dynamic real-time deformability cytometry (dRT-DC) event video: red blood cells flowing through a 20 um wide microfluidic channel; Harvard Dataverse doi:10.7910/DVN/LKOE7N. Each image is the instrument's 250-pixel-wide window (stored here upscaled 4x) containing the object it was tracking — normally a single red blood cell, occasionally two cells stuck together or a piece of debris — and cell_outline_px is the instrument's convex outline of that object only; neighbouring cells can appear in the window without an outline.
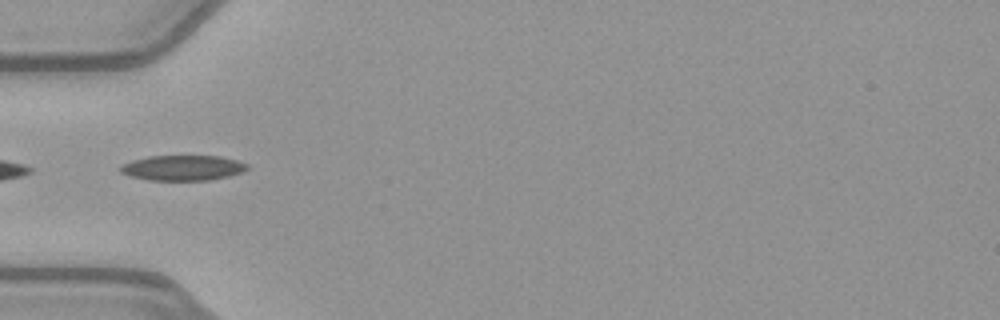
{"species": "common noctule bat (a hibernating species)", "species_latin": "Nyctalus noctula", "temperature_condition": "warm", "stored_images_in_passage": 9, "camera_frame_rate_fps": 3000, "um_per_image_px": 0.085, "animal": {"sex": "female", "body_mass_g": 21.9}, "frame": {"image": 1, "passage_image": 1, "time_ms": 0.0, "image_size_px": [1000, 320], "cell_outline_px": [[248, 168], [244, 172], [212, 180], [148, 180], [132, 176], [120, 172], [120, 168], [124, 164], [132, 160], [148, 156], [220, 156], [236, 160], [248, 164]], "centroid_in_image_um": [15.57, 14.27], "position_along_channel_um": 69.4, "area_um2": 18.61}}
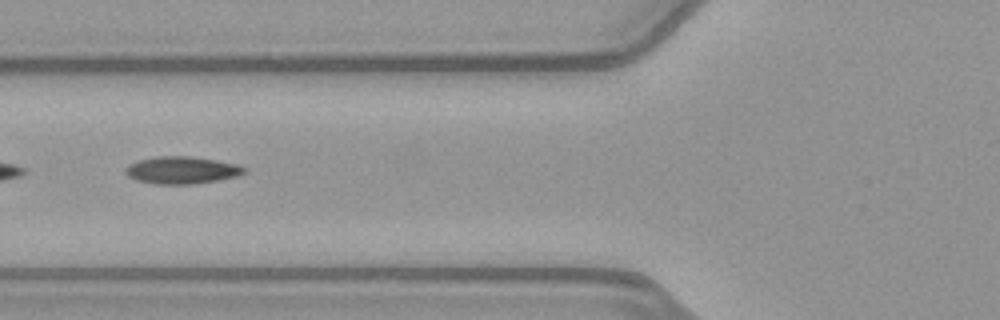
{"frame": {"image": 2, "passage_image": 4, "time_ms": 1.0, "image_size_px": [1000, 320], "cell_outline_px": [[248, 172], [236, 176], [216, 180], [192, 184], [156, 184], [136, 180], [128, 176], [124, 172], [128, 164], [140, 160], [156, 156], [188, 156], [216, 160], [240, 164], [248, 168]], "centroid_in_image_um": [15.48, 14.46], "position_along_channel_um": 110.3, "area_um2": 18.96}}
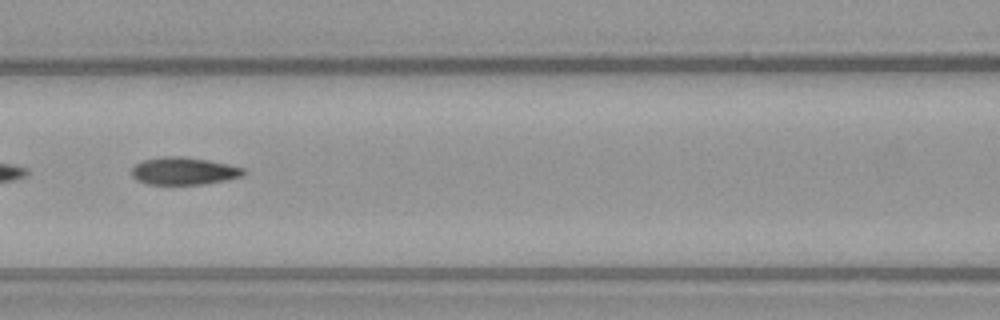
{"frame": {"image": 3, "passage_image": 7, "time_ms": 2.0, "image_size_px": [1000, 320], "cell_outline_px": [[248, 172], [244, 176], [204, 184], [148, 184], [136, 180], [132, 176], [132, 168], [136, 164], [144, 160], [164, 156], [184, 156], [208, 160], [228, 164], [244, 168]], "centroid_in_image_um": [15.65, 14.53], "position_along_channel_um": 150.9, "area_um2": 17.98}}